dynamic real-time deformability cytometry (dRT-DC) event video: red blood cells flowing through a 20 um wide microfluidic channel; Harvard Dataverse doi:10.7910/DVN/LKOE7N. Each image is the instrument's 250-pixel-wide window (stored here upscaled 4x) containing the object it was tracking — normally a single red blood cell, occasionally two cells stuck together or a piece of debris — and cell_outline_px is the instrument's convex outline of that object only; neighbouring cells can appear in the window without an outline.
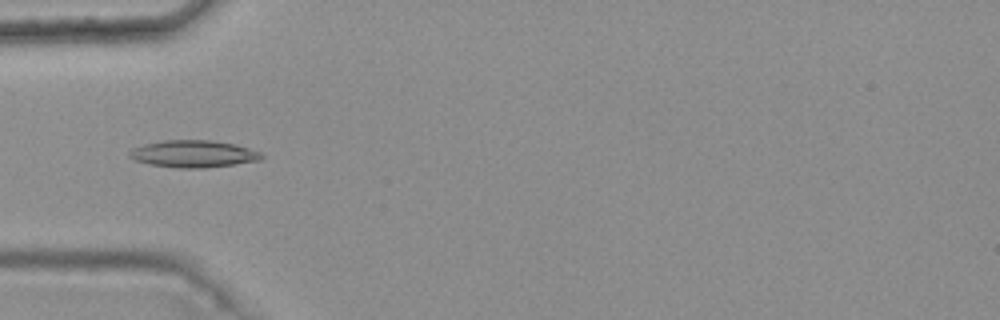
{"species": "common noctule bat (a hibernating species)", "species_latin": "Nyctalus noctula", "temperature_condition": "warm", "stored_images_in_passage": 8, "camera_frame_rate_fps": 3000, "um_per_image_px": 0.085, "animal": {"sex": "female", "body_mass_g": 25.1}, "frame": {"image": 1, "passage_image": 6, "time_ms": 1.667, "image_size_px": [1000, 320], "cell_outline_px": [[264, 156], [260, 160], [204, 168], [180, 168], [148, 164], [136, 160], [128, 156], [128, 152], [132, 148], [144, 144], [164, 140], [212, 140], [236, 144], [260, 152]], "centroid_in_image_um": [16.42, 13.07], "position_along_channel_um": 68.6, "area_um2": 20.81}}
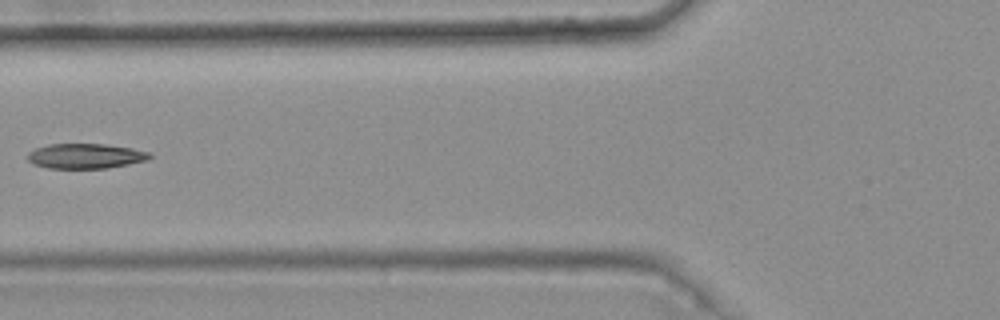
{"frame": {"image": 2, "passage_image": 7, "time_ms": 2.0, "image_size_px": [1000, 320], "cell_outline_px": [[152, 156], [148, 160], [108, 168], [48, 168], [32, 164], [28, 160], [28, 152], [36, 148], [48, 144], [104, 144], [132, 148], [148, 152]], "centroid_in_image_um": [7.25, 13.26], "position_along_channel_um": 118.5, "area_um2": 17.74}}
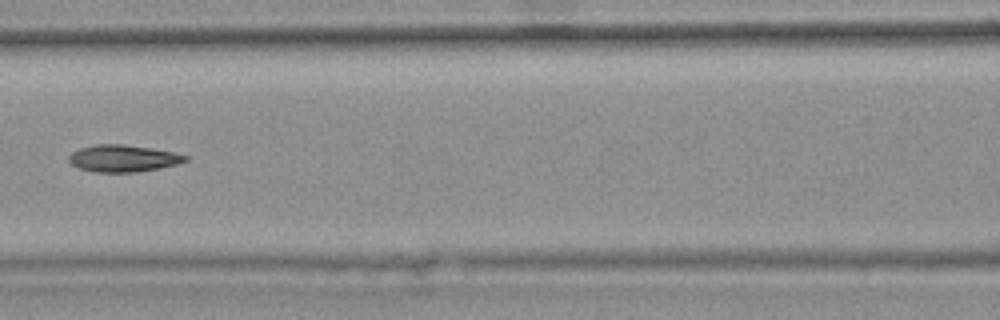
{"frame": {"image": 3, "passage_image": 8, "time_ms": 2.333, "image_size_px": [1000, 320], "cell_outline_px": [[188, 160], [176, 164], [160, 168], [136, 172], [96, 172], [80, 168], [72, 164], [68, 160], [68, 156], [72, 152], [80, 148], [96, 144], [124, 144], [152, 148], [172, 152], [188, 156]], "centroid_in_image_um": [10.45, 13.45], "position_along_channel_um": 156.1, "area_um2": 18.21}}